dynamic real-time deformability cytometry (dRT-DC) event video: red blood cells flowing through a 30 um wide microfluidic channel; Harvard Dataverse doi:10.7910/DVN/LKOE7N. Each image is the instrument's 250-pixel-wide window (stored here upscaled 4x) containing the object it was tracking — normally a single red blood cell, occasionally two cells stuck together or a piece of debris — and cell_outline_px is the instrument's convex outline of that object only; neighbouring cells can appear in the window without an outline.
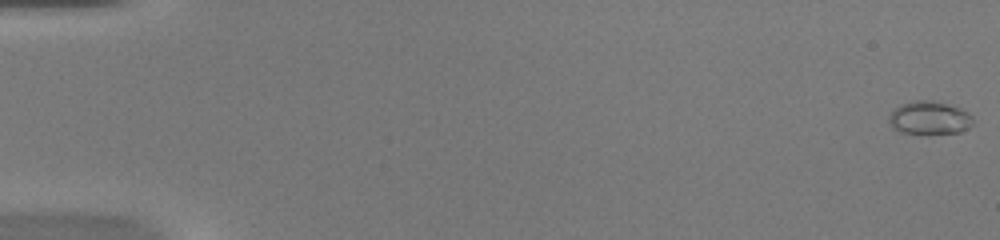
{"species": "common noctule bat (a hibernating species)", "species_latin": "Nyctalus noctula", "temperature_condition": "warm", "stored_images_in_passage": 52, "camera_frame_rate_fps": 3000, "um_per_image_px": 0.085, "animal": {"sex": "female", "body_mass_g": 20.0, "forearm_length_mm": 54.0}, "frame": {"image": 1, "passage_image": 1, "time_ms": 0.0, "image_size_px": [1000, 240], "cell_outline_px": [[972, 124], [968, 128], [960, 132], [928, 136], [904, 132], [892, 128], [888, 120], [888, 116], [900, 104], [916, 100], [932, 100], [960, 108], [968, 112], [972, 116]], "centroid_in_image_um": [79.0, 10.05], "position_along_channel_um": 6.0, "area_um2": 16.65}}
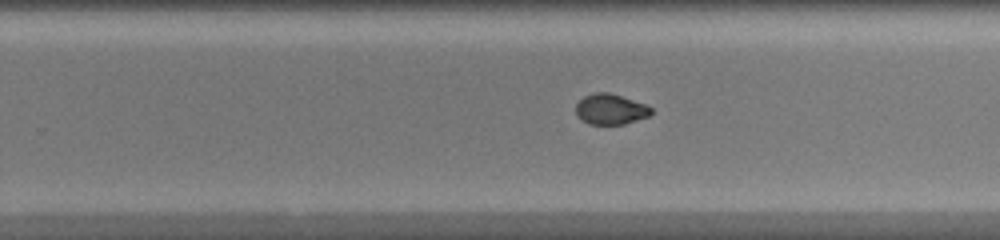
{"frame": {"image": 2, "passage_image": 34, "time_ms": 11.0, "image_size_px": [1000, 240], "cell_outline_px": [[652, 112], [648, 116], [624, 124], [588, 124], [580, 120], [576, 116], [576, 104], [584, 96], [596, 92], [608, 92], [644, 104], [652, 108]], "centroid_in_image_um": [51.85, 9.29], "position_along_channel_um": 278.0, "area_um2": 13.29}}
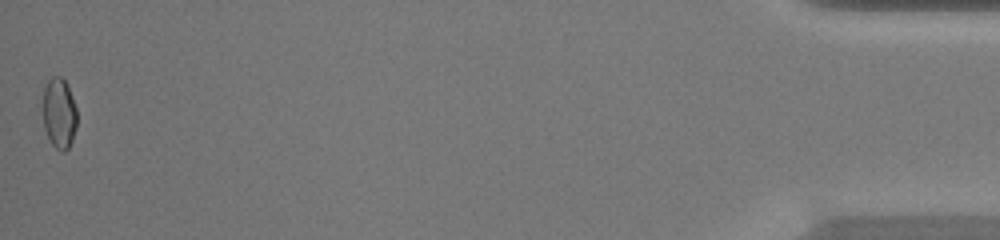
{"frame": {"image": 3, "passage_image": 52, "time_ms": 17.0, "image_size_px": [1000, 240], "cell_outline_px": [[76, 128], [72, 140], [68, 148], [64, 152], [56, 148], [52, 144], [44, 128], [44, 88], [48, 80], [52, 76], [60, 76], [68, 84], [76, 108]], "centroid_in_image_um": [5.04, 9.61], "position_along_channel_um": 430.2, "area_um2": 13.87}}